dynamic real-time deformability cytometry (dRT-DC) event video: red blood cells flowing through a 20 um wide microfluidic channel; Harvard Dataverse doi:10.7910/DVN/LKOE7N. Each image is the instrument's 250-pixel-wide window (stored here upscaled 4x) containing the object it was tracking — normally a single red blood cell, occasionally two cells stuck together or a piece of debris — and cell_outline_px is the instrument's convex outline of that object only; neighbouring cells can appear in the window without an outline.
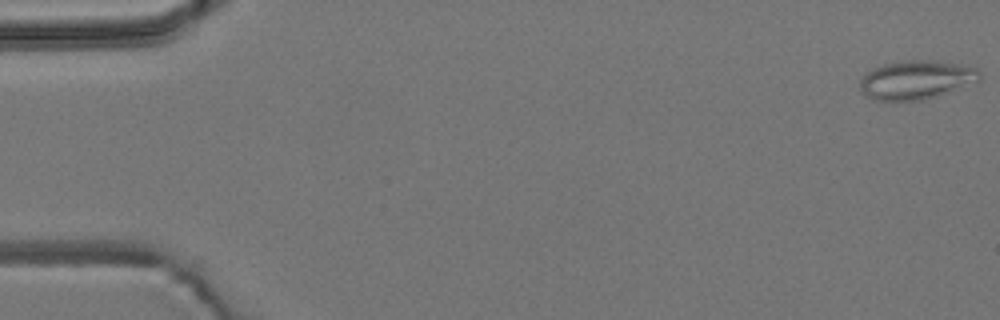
{"species": "common noctule bat (a hibernating species)", "species_latin": "Nyctalus noctula", "temperature_condition": "room temperature", "stored_images_in_passage": 11, "camera_frame_rate_fps": 3000, "um_per_image_px": 0.085, "animal": {"sex": "male", "body_mass_g": 19.2, "forearm_length_mm": 51.8}, "frame": {"image": 1, "passage_image": 1, "time_ms": 0.0, "image_size_px": [1000, 320], "cell_outline_px": [[980, 80], [936, 96], [924, 100], [872, 100], [864, 96], [860, 92], [860, 80], [868, 72], [884, 64], [908, 60], [924, 60], [952, 64], [976, 68], [980, 72]], "centroid_in_image_um": [77.82, 6.81], "position_along_channel_um": 7.2, "area_um2": 26.47}}